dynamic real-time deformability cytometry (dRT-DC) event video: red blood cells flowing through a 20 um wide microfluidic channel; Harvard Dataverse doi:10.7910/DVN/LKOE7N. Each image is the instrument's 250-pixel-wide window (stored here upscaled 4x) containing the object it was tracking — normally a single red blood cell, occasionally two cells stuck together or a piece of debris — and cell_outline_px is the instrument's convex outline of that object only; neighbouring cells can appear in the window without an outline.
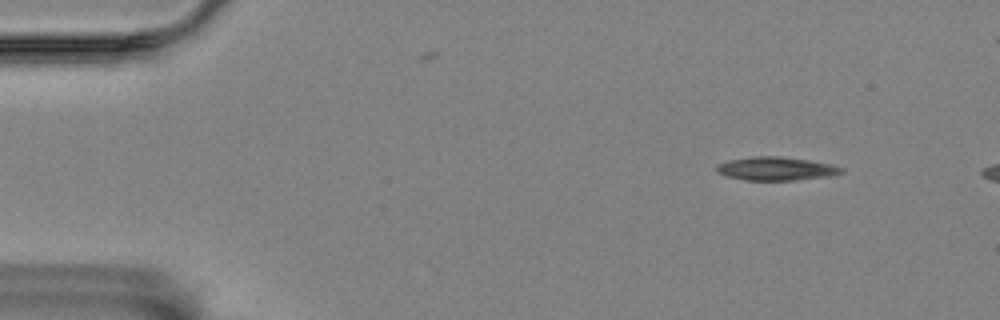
{"species": "Egyptian fruit bat (a non-hibernating species)", "species_latin": "Rousettus aegyptiacus", "temperature_condition": "room temperature", "stored_images_in_passage": 3, "camera_frame_rate_fps": 3000, "um_per_image_px": 0.085, "animal": {"sex": "female"}, "frame": {"image": 1, "passage_image": 1, "time_ms": 0.0, "image_size_px": [1000, 320], "cell_outline_px": [[844, 172], [828, 176], [796, 180], [744, 180], [728, 176], [716, 172], [716, 164], [728, 160], [752, 156], [780, 156], [808, 160], [832, 164], [844, 168]], "centroid_in_image_um": [65.95, 14.33], "position_along_channel_um": 19.1, "area_um2": 17.11}}